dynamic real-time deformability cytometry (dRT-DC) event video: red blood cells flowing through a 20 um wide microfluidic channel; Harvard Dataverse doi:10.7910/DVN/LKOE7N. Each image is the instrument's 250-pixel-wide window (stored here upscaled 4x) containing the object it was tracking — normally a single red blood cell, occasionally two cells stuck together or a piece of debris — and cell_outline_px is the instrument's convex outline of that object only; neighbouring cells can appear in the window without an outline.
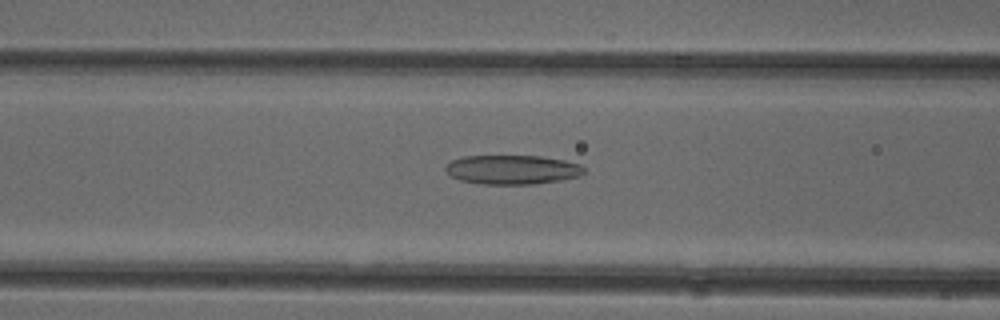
{"species": "common noctule bat (a hibernating species)", "species_latin": "Nyctalus noctula", "temperature_condition": "cold", "stored_images_in_passage": 51, "camera_frame_rate_fps": 3000, "um_per_image_px": 0.085, "animal": {"sex": "female"}, "frame": {"image": 1, "passage_image": 20, "time_ms": 6.333, "image_size_px": [1000, 320], "cell_outline_px": [[584, 172], [580, 176], [564, 180], [532, 184], [484, 184], [460, 180], [452, 176], [444, 168], [452, 160], [464, 156], [540, 156], [564, 160], [580, 164], [584, 168]], "centroid_in_image_um": [43.58, 14.42], "position_along_channel_um": 123.0, "area_um2": 23.52}}
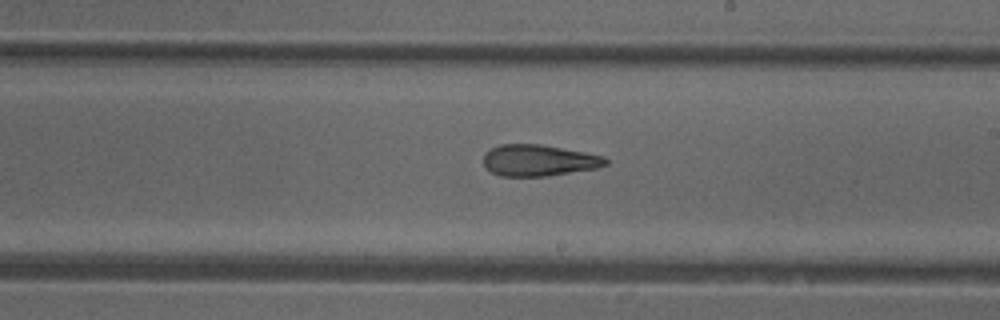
{"frame": {"image": 2, "passage_image": 29, "time_ms": 9.333, "image_size_px": [1000, 320], "cell_outline_px": [[608, 164], [596, 168], [548, 176], [500, 176], [492, 172], [484, 164], [484, 152], [500, 144], [540, 144], [584, 152], [604, 156], [608, 160]], "centroid_in_image_um": [45.79, 13.63], "position_along_channel_um": 243.2, "area_um2": 22.25}}
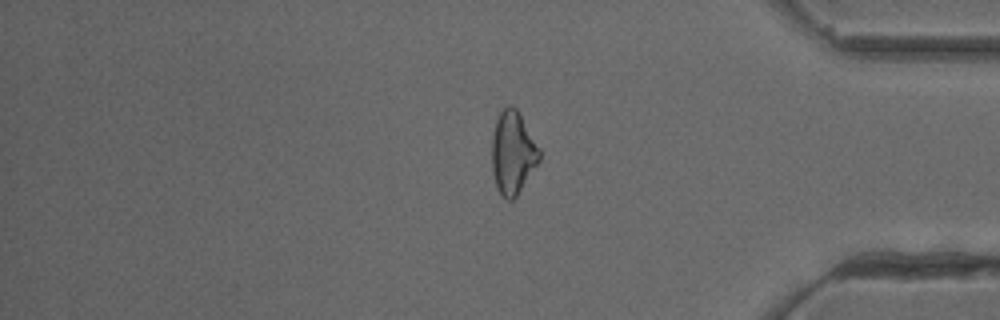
{"frame": {"image": 3, "passage_image": 42, "time_ms": 13.667, "image_size_px": [1000, 320], "cell_outline_px": [[540, 160], [516, 196], [512, 200], [508, 200], [496, 188], [492, 168], [492, 136], [496, 120], [500, 112], [508, 104], [512, 104], [516, 108], [540, 148]], "centroid_in_image_um": [43.58, 12.96], "position_along_channel_um": 391.6, "area_um2": 22.77}, "authors_computed_cell_mechanics": {"area_um2": 24.2182, "velocity_mm_per_s": 3.9943, "shape_relaxation_time_tau1_ms": null, "shape_relaxation_time_tau2_ms": 5.2147, "deformation_change_tau1": null, "deformation_change_tau2": 0.1918}}